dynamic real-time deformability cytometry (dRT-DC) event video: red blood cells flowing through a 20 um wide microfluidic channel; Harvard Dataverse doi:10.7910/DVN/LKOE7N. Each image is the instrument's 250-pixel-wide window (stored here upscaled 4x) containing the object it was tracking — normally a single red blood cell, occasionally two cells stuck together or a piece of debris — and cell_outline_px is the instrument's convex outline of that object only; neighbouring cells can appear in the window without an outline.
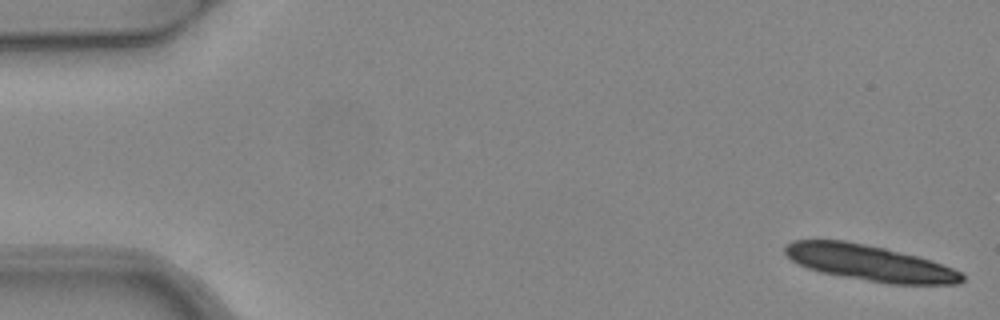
{"species": "common noctule bat (a hibernating species)", "species_latin": "Nyctalus noctula", "temperature_condition": "warm", "stored_images_in_passage": 5, "camera_frame_rate_fps": 3000, "um_per_image_px": 0.085, "animal": {"sex": "female", "body_mass_g": 24.6, "forearm_length_mm": 56.2}, "frame": {"image": 1, "passage_image": 1, "time_ms": 0.0, "image_size_px": [1000, 320], "cell_outline_px": [[964, 280], [960, 284], [892, 284], [820, 272], [808, 268], [792, 260], [784, 252], [784, 248], [792, 240], [844, 240], [884, 248], [932, 260], [952, 268], [960, 272], [964, 276]], "centroid_in_image_um": [73.94, 22.35], "position_along_channel_um": 11.1, "area_um2": 36.47}}